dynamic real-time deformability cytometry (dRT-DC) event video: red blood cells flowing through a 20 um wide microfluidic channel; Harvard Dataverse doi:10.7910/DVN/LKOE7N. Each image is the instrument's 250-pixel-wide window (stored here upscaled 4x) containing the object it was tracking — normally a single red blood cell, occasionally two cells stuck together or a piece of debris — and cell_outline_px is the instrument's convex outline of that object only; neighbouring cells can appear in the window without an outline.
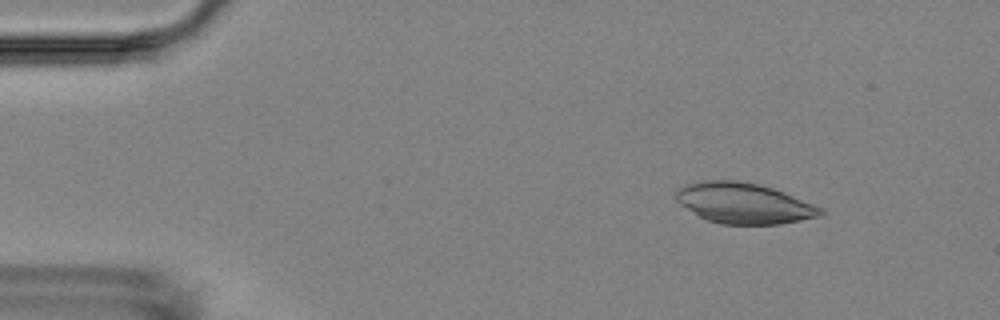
{"species": "Egyptian fruit bat (a non-hibernating species)", "species_latin": "Rousettus aegyptiacus", "temperature_condition": "room temperature", "stored_images_in_passage": 8, "camera_frame_rate_fps": 3000, "um_per_image_px": 0.085, "animal": {"sex": "female"}, "frame": {"image": 1, "passage_image": 2, "time_ms": 1.0, "image_size_px": [1000, 320], "cell_outline_px": [[828, 212], [824, 216], [780, 224], [720, 224], [708, 220], [700, 216], [680, 204], [676, 200], [676, 188], [688, 184], [704, 180], [736, 180], [756, 184], [772, 188], [784, 192], [824, 208]], "centroid_in_image_um": [63.29, 17.28], "position_along_channel_um": 21.7, "area_um2": 34.33}}
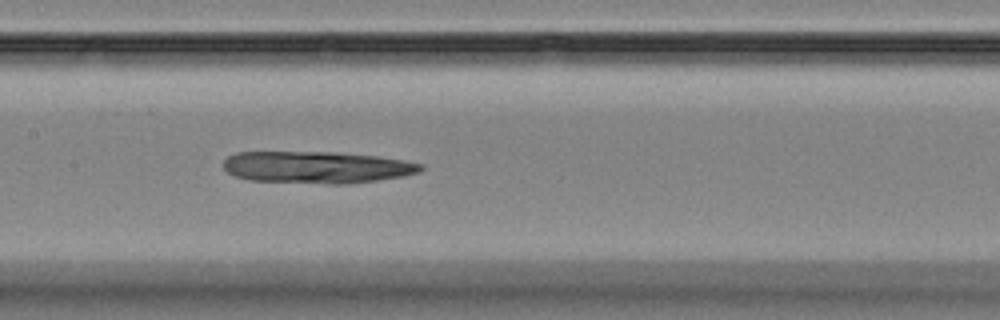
{"frame": {"image": 2, "passage_image": 8, "time_ms": 7.667, "image_size_px": [1000, 320], "cell_outline_px": [[424, 168], [420, 172], [404, 176], [348, 184], [328, 184], [248, 180], [236, 176], [228, 172], [224, 168], [224, 160], [228, 156], [236, 152], [336, 152], [376, 156], [404, 160], [424, 164]], "centroid_in_image_um": [26.95, 14.22], "position_along_channel_um": 180.4, "area_um2": 36.88}}